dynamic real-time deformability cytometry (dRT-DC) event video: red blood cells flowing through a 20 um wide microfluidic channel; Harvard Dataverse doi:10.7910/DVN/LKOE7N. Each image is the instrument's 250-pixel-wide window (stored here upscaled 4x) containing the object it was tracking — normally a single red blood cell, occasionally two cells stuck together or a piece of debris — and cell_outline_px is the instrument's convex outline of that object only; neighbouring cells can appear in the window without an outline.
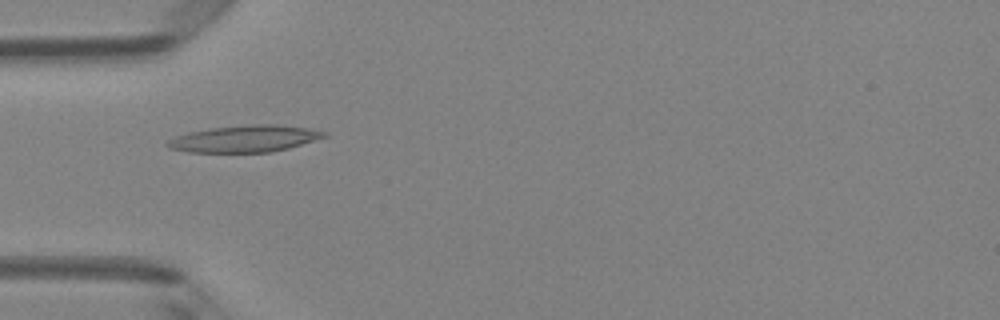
{"species": "Egyptian fruit bat (a non-hibernating species)", "species_latin": "Rousettus aegyptiacus", "temperature_condition": "room temperature", "stored_images_in_passage": 6, "camera_frame_rate_fps": 3000, "um_per_image_px": 0.085, "animal": {"sex": "female"}, "frame": {"image": 1, "passage_image": 5, "time_ms": 4.667, "image_size_px": [1000, 320], "cell_outline_px": [[328, 136], [288, 148], [272, 152], [188, 152], [168, 148], [164, 144], [168, 140], [176, 136], [188, 132], [212, 128], [252, 124], [276, 124], [308, 128], [328, 132]], "centroid_in_image_um": [20.79, 11.79], "position_along_channel_um": 64.2, "area_um2": 24.45}}
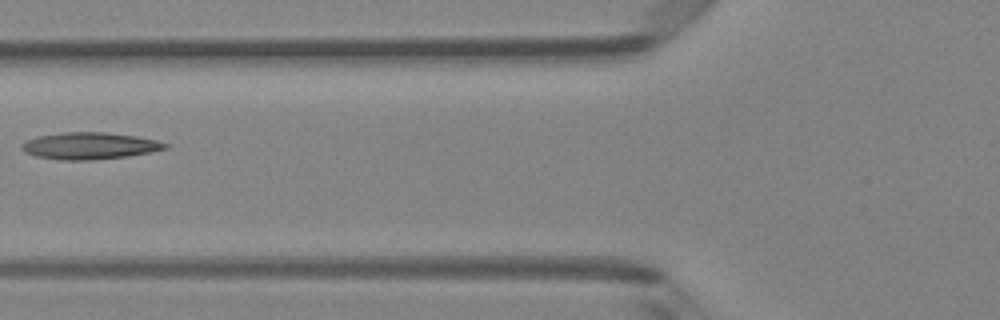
{"frame": {"image": 2, "passage_image": 6, "time_ms": 6.0, "image_size_px": [1000, 320], "cell_outline_px": [[168, 148], [152, 152], [128, 156], [92, 160], [60, 160], [36, 156], [24, 152], [20, 148], [20, 144], [24, 140], [36, 136], [64, 132], [104, 132], [136, 136], [156, 140], [168, 144]], "centroid_in_image_um": [7.57, 12.39], "position_along_channel_um": 118.2, "area_um2": 22.66}}